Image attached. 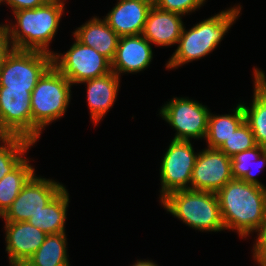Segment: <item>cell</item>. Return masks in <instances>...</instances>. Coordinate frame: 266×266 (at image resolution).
Listing matches in <instances>:
<instances>
[{"label": "cell", "mask_w": 266, "mask_h": 266, "mask_svg": "<svg viewBox=\"0 0 266 266\" xmlns=\"http://www.w3.org/2000/svg\"><path fill=\"white\" fill-rule=\"evenodd\" d=\"M216 194L225 230L242 239L259 233L266 221V187L232 179Z\"/></svg>", "instance_id": "obj_1"}, {"label": "cell", "mask_w": 266, "mask_h": 266, "mask_svg": "<svg viewBox=\"0 0 266 266\" xmlns=\"http://www.w3.org/2000/svg\"><path fill=\"white\" fill-rule=\"evenodd\" d=\"M241 10L242 5H234L199 21L189 30L184 25L177 48L165 64L166 69H177L214 51L240 17Z\"/></svg>", "instance_id": "obj_2"}, {"label": "cell", "mask_w": 266, "mask_h": 266, "mask_svg": "<svg viewBox=\"0 0 266 266\" xmlns=\"http://www.w3.org/2000/svg\"><path fill=\"white\" fill-rule=\"evenodd\" d=\"M64 8L63 2L46 1L34 9L12 12L15 21L5 26L14 49L53 54L49 46L58 32Z\"/></svg>", "instance_id": "obj_3"}, {"label": "cell", "mask_w": 266, "mask_h": 266, "mask_svg": "<svg viewBox=\"0 0 266 266\" xmlns=\"http://www.w3.org/2000/svg\"><path fill=\"white\" fill-rule=\"evenodd\" d=\"M72 86L53 65L40 77L30 100L32 142L36 144L46 127L65 116L71 101Z\"/></svg>", "instance_id": "obj_4"}, {"label": "cell", "mask_w": 266, "mask_h": 266, "mask_svg": "<svg viewBox=\"0 0 266 266\" xmlns=\"http://www.w3.org/2000/svg\"><path fill=\"white\" fill-rule=\"evenodd\" d=\"M160 203L166 212L192 229L225 231L218 196L214 192L179 190L170 193Z\"/></svg>", "instance_id": "obj_5"}, {"label": "cell", "mask_w": 266, "mask_h": 266, "mask_svg": "<svg viewBox=\"0 0 266 266\" xmlns=\"http://www.w3.org/2000/svg\"><path fill=\"white\" fill-rule=\"evenodd\" d=\"M159 116L175 131L173 140L205 139L210 109L189 97H173L159 109Z\"/></svg>", "instance_id": "obj_6"}, {"label": "cell", "mask_w": 266, "mask_h": 266, "mask_svg": "<svg viewBox=\"0 0 266 266\" xmlns=\"http://www.w3.org/2000/svg\"><path fill=\"white\" fill-rule=\"evenodd\" d=\"M51 65L50 53L14 49L0 66V87L27 90L31 93Z\"/></svg>", "instance_id": "obj_7"}, {"label": "cell", "mask_w": 266, "mask_h": 266, "mask_svg": "<svg viewBox=\"0 0 266 266\" xmlns=\"http://www.w3.org/2000/svg\"><path fill=\"white\" fill-rule=\"evenodd\" d=\"M74 42L65 53L54 52L52 65L72 85L110 73L111 62L94 48L83 45L74 37Z\"/></svg>", "instance_id": "obj_8"}, {"label": "cell", "mask_w": 266, "mask_h": 266, "mask_svg": "<svg viewBox=\"0 0 266 266\" xmlns=\"http://www.w3.org/2000/svg\"><path fill=\"white\" fill-rule=\"evenodd\" d=\"M198 153L195 152L191 141L172 139L160 163L159 202L172 192L190 189Z\"/></svg>", "instance_id": "obj_9"}, {"label": "cell", "mask_w": 266, "mask_h": 266, "mask_svg": "<svg viewBox=\"0 0 266 266\" xmlns=\"http://www.w3.org/2000/svg\"><path fill=\"white\" fill-rule=\"evenodd\" d=\"M64 187L61 182L43 178L35 173L0 218L4 222L27 221L41 211Z\"/></svg>", "instance_id": "obj_10"}, {"label": "cell", "mask_w": 266, "mask_h": 266, "mask_svg": "<svg viewBox=\"0 0 266 266\" xmlns=\"http://www.w3.org/2000/svg\"><path fill=\"white\" fill-rule=\"evenodd\" d=\"M31 93L0 87V135L19 136L32 142Z\"/></svg>", "instance_id": "obj_11"}, {"label": "cell", "mask_w": 266, "mask_h": 266, "mask_svg": "<svg viewBox=\"0 0 266 266\" xmlns=\"http://www.w3.org/2000/svg\"><path fill=\"white\" fill-rule=\"evenodd\" d=\"M232 179L231 158L219 149L206 147L198 153L190 190L217 193Z\"/></svg>", "instance_id": "obj_12"}, {"label": "cell", "mask_w": 266, "mask_h": 266, "mask_svg": "<svg viewBox=\"0 0 266 266\" xmlns=\"http://www.w3.org/2000/svg\"><path fill=\"white\" fill-rule=\"evenodd\" d=\"M5 251L10 266H23L38 250L47 234L28 221L5 222Z\"/></svg>", "instance_id": "obj_13"}, {"label": "cell", "mask_w": 266, "mask_h": 266, "mask_svg": "<svg viewBox=\"0 0 266 266\" xmlns=\"http://www.w3.org/2000/svg\"><path fill=\"white\" fill-rule=\"evenodd\" d=\"M152 46L142 34L120 37L111 70L118 77L146 70L153 60Z\"/></svg>", "instance_id": "obj_14"}, {"label": "cell", "mask_w": 266, "mask_h": 266, "mask_svg": "<svg viewBox=\"0 0 266 266\" xmlns=\"http://www.w3.org/2000/svg\"><path fill=\"white\" fill-rule=\"evenodd\" d=\"M153 2L118 0L111 11L103 16L108 26L120 37L142 34Z\"/></svg>", "instance_id": "obj_15"}, {"label": "cell", "mask_w": 266, "mask_h": 266, "mask_svg": "<svg viewBox=\"0 0 266 266\" xmlns=\"http://www.w3.org/2000/svg\"><path fill=\"white\" fill-rule=\"evenodd\" d=\"M120 77L113 71L103 76L96 77L81 82L85 84L87 94V104L90 112V120L93 125H97L106 116L110 108L113 107L117 99Z\"/></svg>", "instance_id": "obj_16"}, {"label": "cell", "mask_w": 266, "mask_h": 266, "mask_svg": "<svg viewBox=\"0 0 266 266\" xmlns=\"http://www.w3.org/2000/svg\"><path fill=\"white\" fill-rule=\"evenodd\" d=\"M182 17L153 5L148 12L142 35L155 46H174L178 44L184 27Z\"/></svg>", "instance_id": "obj_17"}, {"label": "cell", "mask_w": 266, "mask_h": 266, "mask_svg": "<svg viewBox=\"0 0 266 266\" xmlns=\"http://www.w3.org/2000/svg\"><path fill=\"white\" fill-rule=\"evenodd\" d=\"M72 33L73 37L83 45L94 48L110 62L113 61L120 36L108 26L104 19L94 15Z\"/></svg>", "instance_id": "obj_18"}, {"label": "cell", "mask_w": 266, "mask_h": 266, "mask_svg": "<svg viewBox=\"0 0 266 266\" xmlns=\"http://www.w3.org/2000/svg\"><path fill=\"white\" fill-rule=\"evenodd\" d=\"M253 100L247 106L241 103L245 121L249 124L257 145L266 150V73L262 69H253Z\"/></svg>", "instance_id": "obj_19"}, {"label": "cell", "mask_w": 266, "mask_h": 266, "mask_svg": "<svg viewBox=\"0 0 266 266\" xmlns=\"http://www.w3.org/2000/svg\"><path fill=\"white\" fill-rule=\"evenodd\" d=\"M69 200V193L65 186L41 211L27 221L46 234L63 233L66 231Z\"/></svg>", "instance_id": "obj_20"}, {"label": "cell", "mask_w": 266, "mask_h": 266, "mask_svg": "<svg viewBox=\"0 0 266 266\" xmlns=\"http://www.w3.org/2000/svg\"><path fill=\"white\" fill-rule=\"evenodd\" d=\"M231 113L216 115L210 112L208 119L206 147L219 149L232 133L245 121V113L241 102L236 104Z\"/></svg>", "instance_id": "obj_21"}, {"label": "cell", "mask_w": 266, "mask_h": 266, "mask_svg": "<svg viewBox=\"0 0 266 266\" xmlns=\"http://www.w3.org/2000/svg\"><path fill=\"white\" fill-rule=\"evenodd\" d=\"M67 245L66 232L47 234L44 242L23 266H70Z\"/></svg>", "instance_id": "obj_22"}, {"label": "cell", "mask_w": 266, "mask_h": 266, "mask_svg": "<svg viewBox=\"0 0 266 266\" xmlns=\"http://www.w3.org/2000/svg\"><path fill=\"white\" fill-rule=\"evenodd\" d=\"M266 166V150L257 145L252 149L235 154L231 157L233 179H242L244 182L266 187L256 177ZM255 171V172H254ZM256 174V175H255Z\"/></svg>", "instance_id": "obj_23"}, {"label": "cell", "mask_w": 266, "mask_h": 266, "mask_svg": "<svg viewBox=\"0 0 266 266\" xmlns=\"http://www.w3.org/2000/svg\"><path fill=\"white\" fill-rule=\"evenodd\" d=\"M26 157L14 170L0 180V217L17 198L23 186L35 174V167Z\"/></svg>", "instance_id": "obj_24"}, {"label": "cell", "mask_w": 266, "mask_h": 266, "mask_svg": "<svg viewBox=\"0 0 266 266\" xmlns=\"http://www.w3.org/2000/svg\"><path fill=\"white\" fill-rule=\"evenodd\" d=\"M34 144L23 137L0 135V180L26 158Z\"/></svg>", "instance_id": "obj_25"}, {"label": "cell", "mask_w": 266, "mask_h": 266, "mask_svg": "<svg viewBox=\"0 0 266 266\" xmlns=\"http://www.w3.org/2000/svg\"><path fill=\"white\" fill-rule=\"evenodd\" d=\"M257 146L254 134L249 124L244 121L219 148L230 158L235 154Z\"/></svg>", "instance_id": "obj_26"}, {"label": "cell", "mask_w": 266, "mask_h": 266, "mask_svg": "<svg viewBox=\"0 0 266 266\" xmlns=\"http://www.w3.org/2000/svg\"><path fill=\"white\" fill-rule=\"evenodd\" d=\"M206 0H155L154 4L157 8L176 13L182 16L190 15L191 13L200 10Z\"/></svg>", "instance_id": "obj_27"}, {"label": "cell", "mask_w": 266, "mask_h": 266, "mask_svg": "<svg viewBox=\"0 0 266 266\" xmlns=\"http://www.w3.org/2000/svg\"><path fill=\"white\" fill-rule=\"evenodd\" d=\"M252 256L258 266H266V221L253 242Z\"/></svg>", "instance_id": "obj_28"}, {"label": "cell", "mask_w": 266, "mask_h": 266, "mask_svg": "<svg viewBox=\"0 0 266 266\" xmlns=\"http://www.w3.org/2000/svg\"><path fill=\"white\" fill-rule=\"evenodd\" d=\"M14 50L5 24L0 25V66L7 56Z\"/></svg>", "instance_id": "obj_29"}, {"label": "cell", "mask_w": 266, "mask_h": 266, "mask_svg": "<svg viewBox=\"0 0 266 266\" xmlns=\"http://www.w3.org/2000/svg\"><path fill=\"white\" fill-rule=\"evenodd\" d=\"M47 0H0V5L7 4L12 12L22 9H34L43 5Z\"/></svg>", "instance_id": "obj_30"}, {"label": "cell", "mask_w": 266, "mask_h": 266, "mask_svg": "<svg viewBox=\"0 0 266 266\" xmlns=\"http://www.w3.org/2000/svg\"><path fill=\"white\" fill-rule=\"evenodd\" d=\"M156 262H154L153 260H146V259H137L136 262H134V264H132L131 266H158V264H155Z\"/></svg>", "instance_id": "obj_31"}, {"label": "cell", "mask_w": 266, "mask_h": 266, "mask_svg": "<svg viewBox=\"0 0 266 266\" xmlns=\"http://www.w3.org/2000/svg\"><path fill=\"white\" fill-rule=\"evenodd\" d=\"M47 1H60V2L65 3L66 0H47Z\"/></svg>", "instance_id": "obj_32"}, {"label": "cell", "mask_w": 266, "mask_h": 266, "mask_svg": "<svg viewBox=\"0 0 266 266\" xmlns=\"http://www.w3.org/2000/svg\"><path fill=\"white\" fill-rule=\"evenodd\" d=\"M144 1H149V2H153V3L155 2V0H144Z\"/></svg>", "instance_id": "obj_33"}]
</instances>
